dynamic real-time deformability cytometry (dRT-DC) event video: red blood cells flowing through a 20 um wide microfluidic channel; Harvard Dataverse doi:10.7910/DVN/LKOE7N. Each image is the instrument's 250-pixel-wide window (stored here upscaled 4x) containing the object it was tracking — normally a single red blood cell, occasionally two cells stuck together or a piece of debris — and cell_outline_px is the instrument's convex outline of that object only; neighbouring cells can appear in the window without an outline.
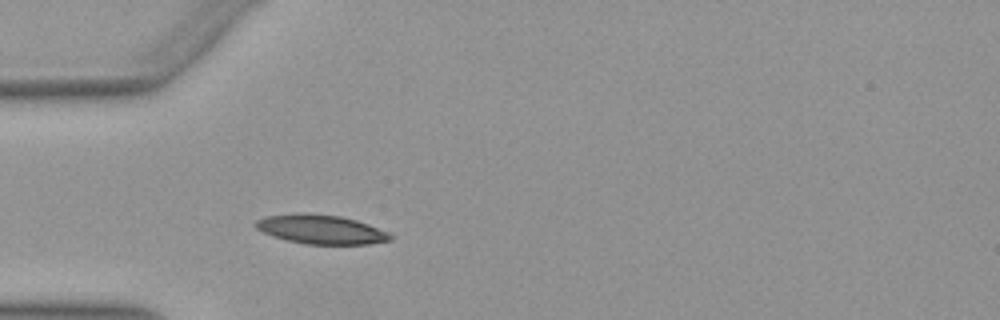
{"species": "Egyptian fruit bat (a non-hibernating species)", "species_latin": "Rousettus aegyptiacus", "temperature_condition": "warm", "stored_images_in_passage": 29, "camera_frame_rate_fps": 3000, "um_per_image_px": 0.085, "animal": {"sex": "female"}, "frame": {"image": 1, "passage_image": 1, "time_ms": 0.0, "image_size_px": [1000, 320], "cell_outline_px": [[392, 240], [368, 244], [304, 244], [272, 236], [256, 228], [252, 224], [256, 220], [264, 216], [296, 212], [308, 212], [340, 216], [356, 220], [368, 224], [388, 232], [392, 236]], "centroid_in_image_um": [27.24, 19.48], "position_along_channel_um": 57.8, "area_um2": 23.12}}
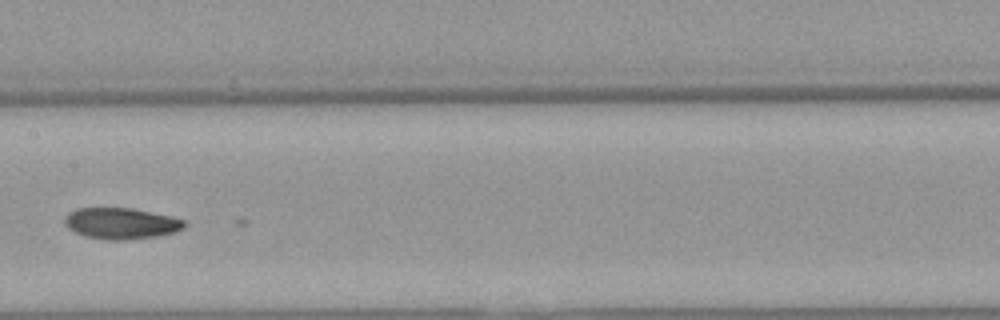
{"frame": {"image": 2, "passage_image": 12, "time_ms": 3.667, "image_size_px": [1000, 320], "cell_outline_px": [[188, 224], [184, 228], [176, 232], [156, 236], [128, 240], [104, 240], [84, 236], [68, 228], [64, 224], [64, 216], [68, 212], [76, 208], [132, 208], [172, 216], [184, 220]], "centroid_in_image_um": [10.29, 18.99], "position_along_channel_um": 197.1, "area_um2": 22.08}}
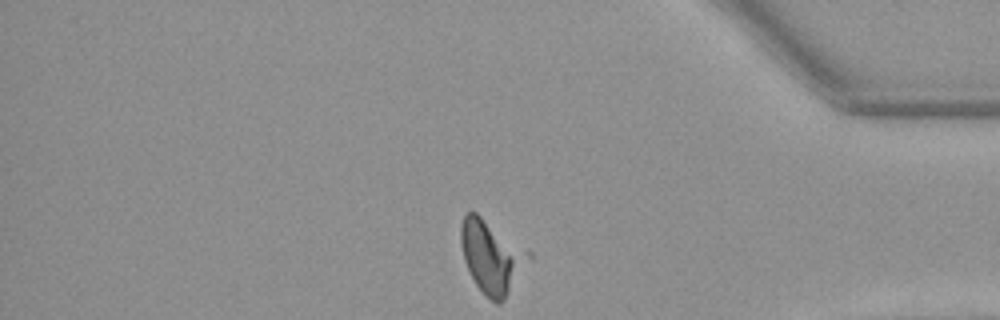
{"frame": {"image": 3, "passage_image": 29, "time_ms": 9.333, "image_size_px": [1000, 320], "cell_outline_px": [[512, 264], [508, 292], [504, 300], [500, 304], [496, 304], [476, 284], [464, 260], [460, 244], [460, 224], [464, 216], [468, 212], [476, 212], [480, 216], [512, 260]], "centroid_in_image_um": [41.24, 21.89], "position_along_channel_um": 394.0, "area_um2": 21.44}}